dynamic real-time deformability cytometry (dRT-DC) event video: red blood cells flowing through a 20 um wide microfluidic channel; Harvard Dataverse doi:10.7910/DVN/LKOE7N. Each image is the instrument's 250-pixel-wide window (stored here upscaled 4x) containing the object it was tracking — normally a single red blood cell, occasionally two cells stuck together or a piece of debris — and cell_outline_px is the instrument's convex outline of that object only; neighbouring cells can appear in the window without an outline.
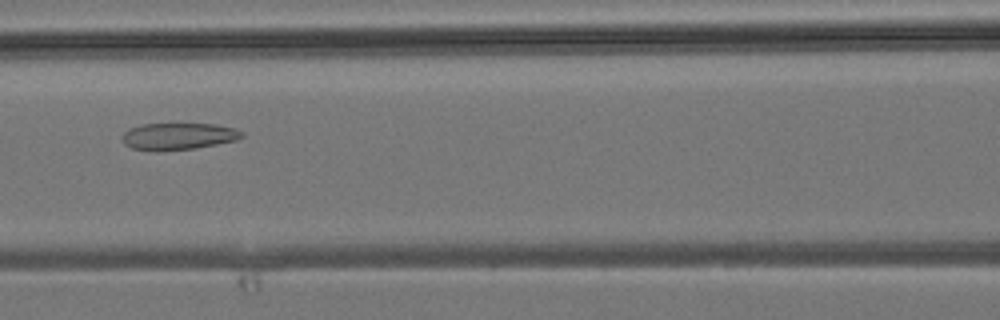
{"species": "common noctule bat (a hibernating species)", "species_latin": "Nyctalus noctula", "temperature_condition": "room temperature", "stored_images_in_passage": 40, "camera_frame_rate_fps": 3000, "um_per_image_px": 0.085, "animal": {"sex": "male", "body_mass_g": 19.2, "forearm_length_mm": 51.8}, "frame": {"image": 1, "passage_image": 15, "time_ms": 4.667, "image_size_px": [1000, 320], "cell_outline_px": [[244, 136], [236, 140], [196, 148], [132, 148], [124, 144], [120, 136], [124, 132], [140, 124], [216, 124], [232, 128], [244, 132]], "centroid_in_image_um": [15.19, 11.54], "position_along_channel_um": 151.4, "area_um2": 17.92}}
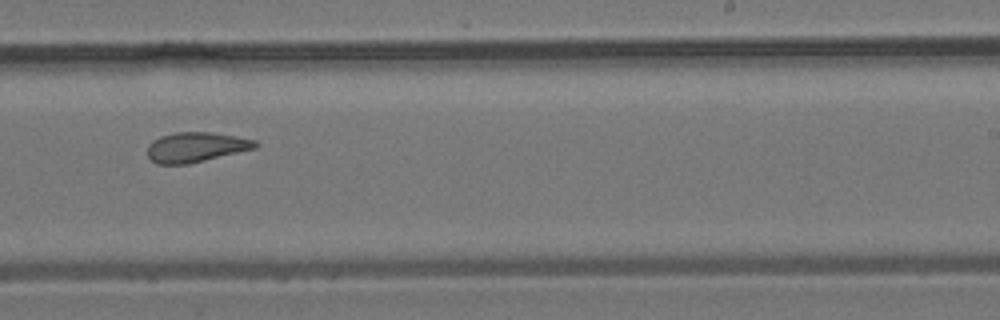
{"frame": {"image": 2, "passage_image": 23, "time_ms": 7.333, "image_size_px": [1000, 320], "cell_outline_px": [[260, 144], [256, 148], [188, 164], [156, 164], [148, 156], [148, 144], [152, 140], [160, 136], [176, 132], [212, 132], [236, 136], [256, 140]], "centroid_in_image_um": [16.66, 12.5], "position_along_channel_um": 272.3, "area_um2": 18.84}}
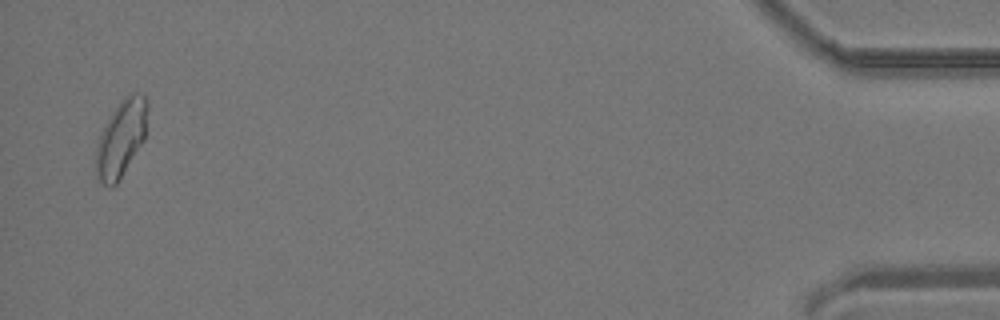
{"frame": {"image": 3, "passage_image": 39, "time_ms": 12.667, "image_size_px": [1000, 320], "cell_outline_px": [[148, 108], [144, 140], [116, 184], [104, 184], [96, 176], [96, 148], [100, 136], [112, 112], [120, 100], [124, 96], [132, 92], [144, 92], [148, 104]], "centroid_in_image_um": [10.33, 11.68], "position_along_channel_um": 424.9, "area_um2": 22.66}}